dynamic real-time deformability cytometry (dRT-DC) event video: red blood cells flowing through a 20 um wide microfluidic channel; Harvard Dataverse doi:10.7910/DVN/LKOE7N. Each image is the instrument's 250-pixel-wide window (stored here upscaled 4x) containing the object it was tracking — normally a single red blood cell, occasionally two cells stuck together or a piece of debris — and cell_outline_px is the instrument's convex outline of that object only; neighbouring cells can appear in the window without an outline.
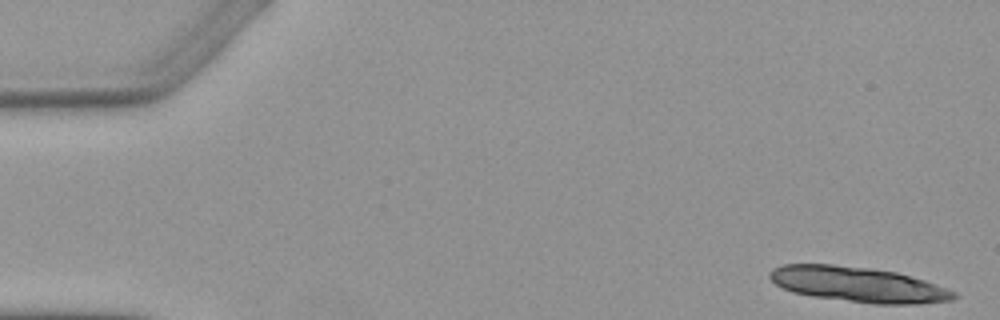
{"species": "Egyptian fruit bat (a non-hibernating species)", "species_latin": "Rousettus aegyptiacus", "temperature_condition": "warm", "stored_images_in_passage": 6, "camera_frame_rate_fps": 3000, "um_per_image_px": 0.085, "animal": {"sex": "female"}, "frame": {"image": 1, "passage_image": 1, "time_ms": 0.0, "image_size_px": [1000, 320], "cell_outline_px": [[956, 296], [952, 300], [916, 304], [876, 304], [812, 296], [792, 292], [776, 284], [768, 276], [768, 272], [772, 268], [784, 264], [832, 264], [868, 268], [896, 272], [924, 280], [948, 288], [956, 292]], "centroid_in_image_um": [72.93, 24.17], "position_along_channel_um": 12.1, "area_um2": 37.63}}